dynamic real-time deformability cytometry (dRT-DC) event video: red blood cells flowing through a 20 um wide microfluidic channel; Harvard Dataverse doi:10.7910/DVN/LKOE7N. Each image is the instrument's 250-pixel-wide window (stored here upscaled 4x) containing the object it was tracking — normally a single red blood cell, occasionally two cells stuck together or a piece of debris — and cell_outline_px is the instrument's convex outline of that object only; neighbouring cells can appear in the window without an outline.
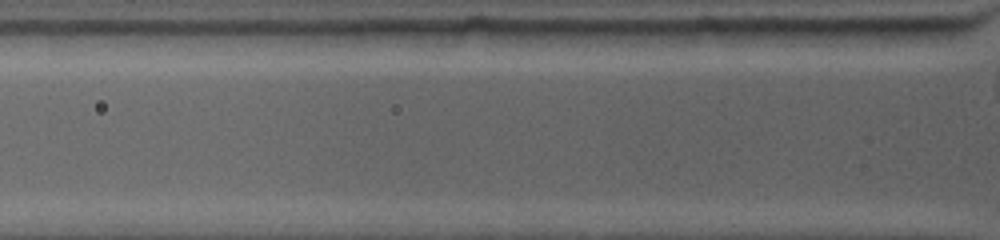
{"species": "common noctule bat (a hibernating species)", "species_latin": "Nyctalus noctula", "temperature_condition": "warm", "stored_images_in_passage": 2, "camera_frame_rate_fps": 4500, "um_per_image_px": 0.085, "animal": {"sex": "female", "body_mass_g": 19.0, "forearm_length_mm": 53.3}, "frame": {"image": 1, "passage_image": 2, "time_ms": 0.444, "image_size_px": [1000, 240], "cell_outline_px": [[956, 32], [936, 44], [832, 48], [808, 44], [792, 28], [952, 28]], "centroid_in_image_um": [74.17, 3.11], "position_along_channel_um": 51.6, "area_um2": 18.96}}